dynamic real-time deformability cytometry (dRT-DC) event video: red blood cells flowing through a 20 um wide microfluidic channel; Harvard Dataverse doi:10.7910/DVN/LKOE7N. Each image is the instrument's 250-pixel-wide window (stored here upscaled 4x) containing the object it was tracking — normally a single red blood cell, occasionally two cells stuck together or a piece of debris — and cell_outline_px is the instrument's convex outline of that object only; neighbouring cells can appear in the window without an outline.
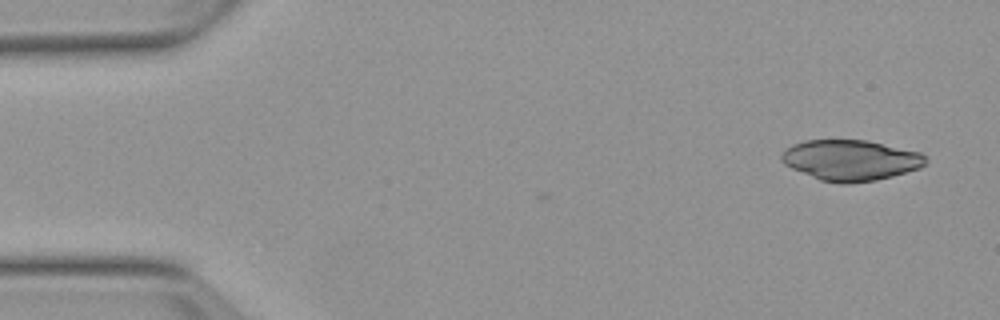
{"species": "Egyptian fruit bat (a non-hibernating species)", "species_latin": "Rousettus aegyptiacus", "temperature_condition": "warm", "stored_images_in_passage": 4, "camera_frame_rate_fps": 3000, "um_per_image_px": 0.085, "animal": {"sex": "female"}, "frame": {"image": 1, "passage_image": 1, "time_ms": 0.0, "image_size_px": [1000, 320], "cell_outline_px": [[928, 164], [920, 168], [892, 176], [876, 180], [848, 184], [840, 184], [820, 180], [792, 168], [784, 164], [780, 160], [780, 156], [784, 148], [792, 144], [804, 140], [868, 140], [920, 152], [928, 156]], "centroid_in_image_um": [72.31, 13.61], "position_along_channel_um": 12.7, "area_um2": 34.56}}